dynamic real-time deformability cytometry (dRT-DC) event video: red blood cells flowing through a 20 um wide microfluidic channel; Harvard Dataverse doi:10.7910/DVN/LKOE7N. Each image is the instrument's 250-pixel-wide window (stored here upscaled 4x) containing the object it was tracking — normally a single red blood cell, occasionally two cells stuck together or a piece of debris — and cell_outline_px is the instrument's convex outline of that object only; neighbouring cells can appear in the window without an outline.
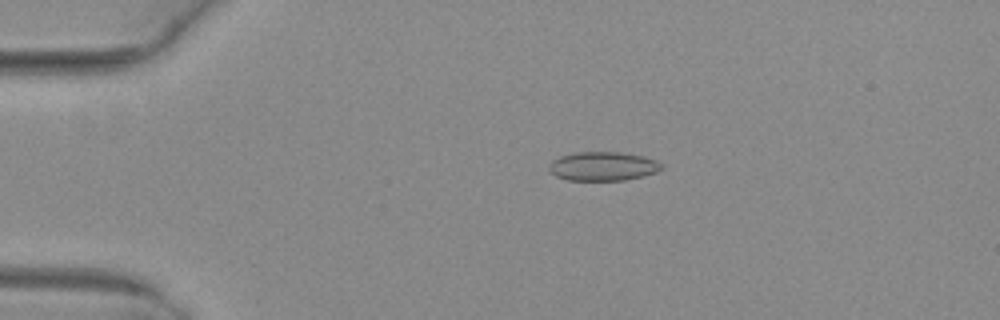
{"species": "common noctule bat (a hibernating species)", "species_latin": "Nyctalus noctula", "temperature_condition": "warm", "stored_images_in_passage": 47, "camera_frame_rate_fps": 3000, "um_per_image_px": 0.085, "animal": {"sex": "female", "body_mass_g": 29.2, "forearm_length_mm": 56.3}, "frame": {"image": 1, "passage_image": 7, "time_ms": 2.0, "image_size_px": [1000, 320], "cell_outline_px": [[664, 168], [656, 172], [644, 176], [624, 180], [568, 180], [556, 176], [548, 168], [548, 164], [552, 160], [560, 156], [576, 152], [620, 152], [644, 156], [656, 160], [664, 164]], "centroid_in_image_um": [51.28, 14.12], "position_along_channel_um": 33.7, "area_um2": 19.13}}
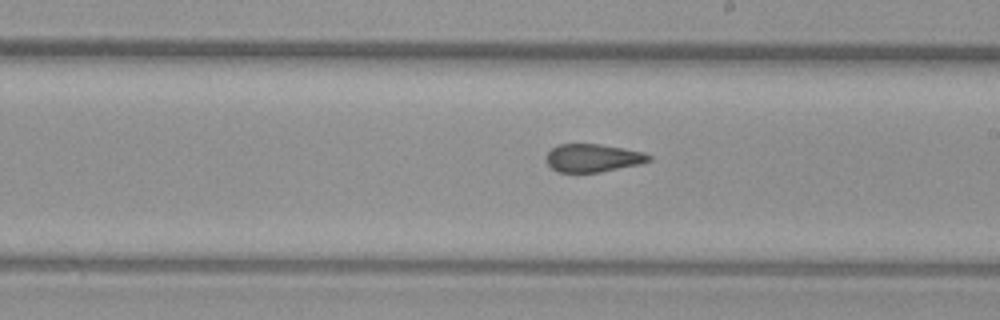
{"frame": {"image": 2, "passage_image": 26, "time_ms": 8.333, "image_size_px": [1000, 320], "cell_outline_px": [[652, 160], [640, 164], [600, 172], [556, 172], [548, 164], [544, 156], [552, 148], [560, 144], [600, 144], [624, 148], [644, 152], [652, 156]], "centroid_in_image_um": [50.4, 13.42], "position_along_channel_um": 238.6, "area_um2": 16.88}}
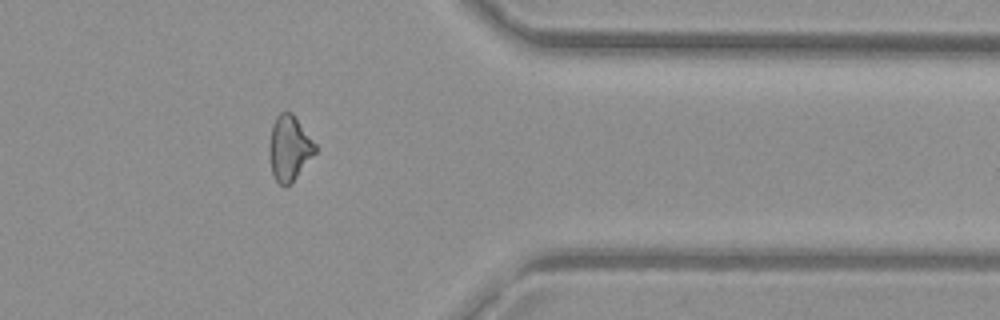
{"frame": {"image": 3, "passage_image": 38, "time_ms": 12.333, "image_size_px": [1000, 320], "cell_outline_px": [[316, 152], [292, 184], [284, 188], [276, 180], [272, 172], [268, 156], [268, 144], [272, 124], [276, 116], [280, 112], [292, 112], [316, 144]], "centroid_in_image_um": [24.57, 12.61], "position_along_channel_um": 386.8, "area_um2": 17.8}, "authors_computed_cell_mechanics": {"area_um2": 18.0336, "velocity_mm_per_s": 4.0424, "shape_relaxation_time_tau1_ms": null, "shape_relaxation_time_tau2_ms": 1.3083, "deformation_change_tau1": null, "deformation_change_tau2": 0.082}}